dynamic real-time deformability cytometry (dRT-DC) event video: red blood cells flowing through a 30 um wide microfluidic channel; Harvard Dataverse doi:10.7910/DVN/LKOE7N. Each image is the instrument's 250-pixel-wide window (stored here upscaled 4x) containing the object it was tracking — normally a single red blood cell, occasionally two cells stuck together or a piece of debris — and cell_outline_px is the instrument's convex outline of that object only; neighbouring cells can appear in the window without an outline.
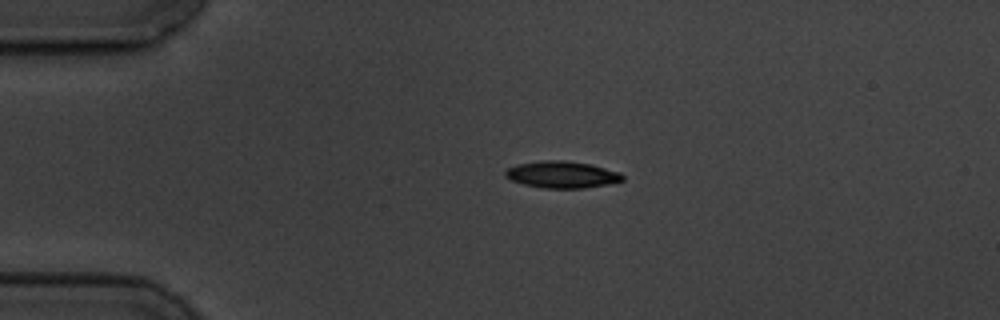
{"species": "common noctule bat (a hibernating species)", "species_latin": "Nyctalus noctula", "temperature_condition": "cold", "stored_images_in_passage": 3, "camera_frame_rate_fps": 3000, "um_per_image_px": 0.085, "animal": {"sex": "male", "body_mass_g": 19.5, "forearm_length_mm": 54.6}, "frame": {"image": 1, "passage_image": 2, "time_ms": 2.0, "image_size_px": [1000, 320], "cell_outline_px": [[624, 180], [608, 184], [584, 188], [544, 188], [524, 184], [512, 180], [504, 176], [504, 172], [508, 168], [516, 164], [540, 160], [564, 160], [588, 164], [620, 172], [624, 176]], "centroid_in_image_um": [47.75, 14.83], "position_along_channel_um": 37.3, "area_um2": 18.26}}